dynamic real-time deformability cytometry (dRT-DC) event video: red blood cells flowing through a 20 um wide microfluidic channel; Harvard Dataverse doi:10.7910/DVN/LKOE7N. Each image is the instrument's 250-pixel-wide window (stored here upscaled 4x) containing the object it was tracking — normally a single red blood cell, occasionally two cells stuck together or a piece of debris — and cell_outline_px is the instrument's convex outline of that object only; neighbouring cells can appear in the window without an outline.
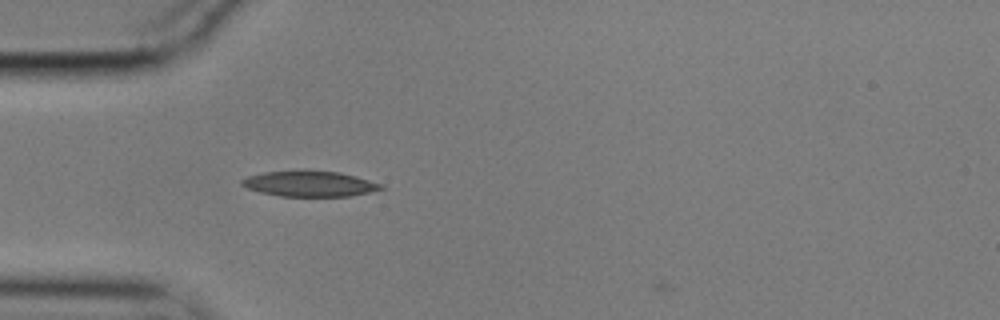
{"species": "common noctule bat (a hibernating species)", "species_latin": "Nyctalus noctula", "temperature_condition": "cold", "stored_images_in_passage": 2, "camera_frame_rate_fps": 3000, "um_per_image_px": 0.085, "animal": {"sex": "male", "body_mass_g": 17.9}, "frame": {"image": 1, "passage_image": 1, "time_ms": 0.0, "image_size_px": [1000, 320], "cell_outline_px": [[384, 188], [352, 196], [280, 196], [260, 192], [248, 188], [240, 184], [240, 180], [248, 176], [264, 172], [304, 168], [340, 172], [356, 176], [384, 184]], "centroid_in_image_um": [26.31, 15.58], "position_along_channel_um": 58.7, "area_um2": 21.33}}